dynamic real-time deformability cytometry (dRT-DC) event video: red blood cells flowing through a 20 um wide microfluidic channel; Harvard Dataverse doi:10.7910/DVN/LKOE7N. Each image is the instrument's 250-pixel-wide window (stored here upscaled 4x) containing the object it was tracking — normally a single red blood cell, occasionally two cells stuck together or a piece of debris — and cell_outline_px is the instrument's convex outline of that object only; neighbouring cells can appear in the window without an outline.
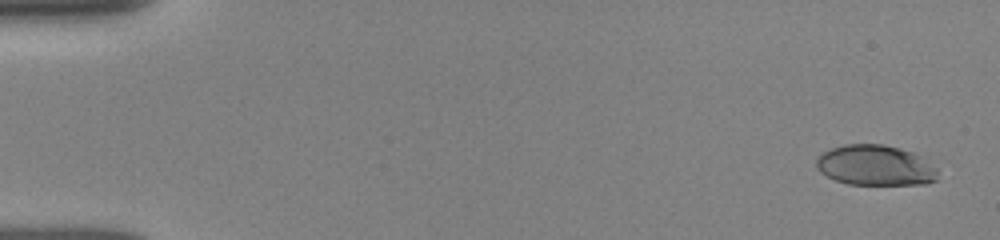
{"species": "human", "species_latin": "Homo sapiens", "temperature_condition": "room temperature", "stored_images_in_passage": 52, "camera_frame_rate_fps": 3000, "um_per_image_px": 0.085, "donor": {"sex": "female"}, "frame": {"image": 1, "passage_image": 2, "time_ms": 0.333, "image_size_px": [1000, 240], "cell_outline_px": [[936, 180], [928, 184], [848, 184], [836, 180], [820, 172], [816, 168], [816, 156], [832, 148], [844, 144], [880, 144], [900, 148], [912, 152], [920, 156], [936, 168]], "centroid_in_image_um": [74.37, 14.05], "position_along_channel_um": 10.6, "area_um2": 28.5}}
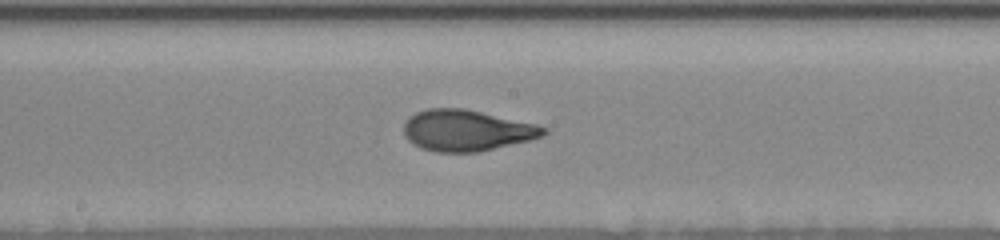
{"frame": {"image": 2, "passage_image": 28, "time_ms": 9.0, "image_size_px": [1000, 240], "cell_outline_px": [[548, 132], [544, 136], [532, 140], [476, 152], [436, 152], [420, 148], [412, 144], [404, 136], [404, 124], [408, 116], [416, 112], [428, 108], [464, 108], [536, 124], [548, 128]], "centroid_in_image_um": [39.66, 11.09], "position_along_channel_um": 208.5, "area_um2": 33.76}}
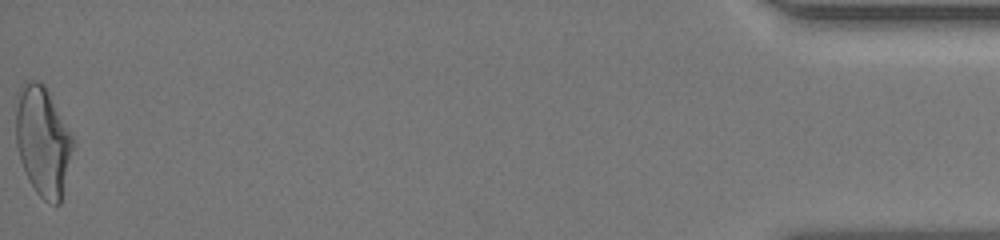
{"frame": {"image": 3, "passage_image": 52, "time_ms": 17.0, "image_size_px": [1000, 240], "cell_outline_px": [[76, 140], [60, 204], [56, 204], [44, 200], [36, 192], [20, 160], [16, 144], [16, 92], [24, 80], [36, 80], [44, 84]], "centroid_in_image_um": [3.65, 11.94], "position_along_channel_um": 431.5, "area_um2": 36.82}, "authors_computed_cell_mechanics": {"area_um2": 32.7148, "velocity_mm_per_s": 3.9155, "shape_relaxation_time_tau1_ms": 5.1455, "shape_relaxation_time_tau2_ms": 0.8889, "deformation_change_tau1": 0.2026, "deformation_change_tau2": 0.0758}}